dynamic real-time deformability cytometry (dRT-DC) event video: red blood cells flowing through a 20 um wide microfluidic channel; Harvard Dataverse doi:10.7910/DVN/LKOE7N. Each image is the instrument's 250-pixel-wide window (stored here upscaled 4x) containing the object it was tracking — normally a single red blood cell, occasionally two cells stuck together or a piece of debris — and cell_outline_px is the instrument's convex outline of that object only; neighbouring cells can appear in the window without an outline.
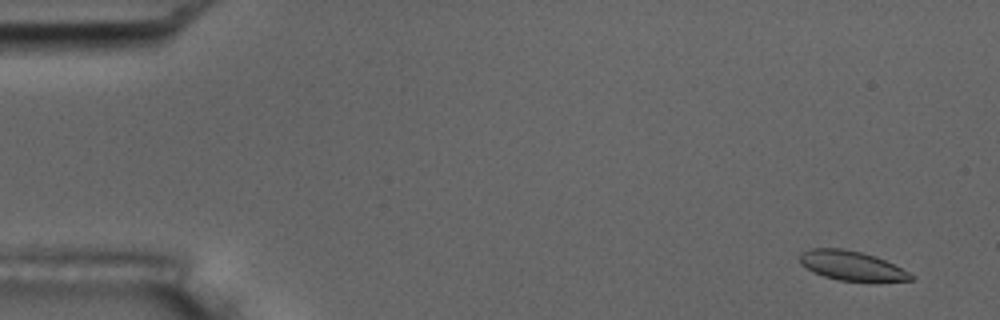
{"species": "common noctule bat (a hibernating species)", "species_latin": "Nyctalus noctula", "temperature_condition": "room temperature", "stored_images_in_passage": 8, "camera_frame_rate_fps": 3000, "um_per_image_px": 0.085, "animal": {"sex": "male", "body_mass_g": 17.5, "forearm_length_mm": 52.3}, "frame": {"image": 1, "passage_image": 1, "time_ms": 0.0, "image_size_px": [1000, 320], "cell_outline_px": [[916, 280], [836, 280], [812, 272], [800, 264], [800, 252], [812, 248], [844, 248], [876, 256], [916, 276]], "centroid_in_image_um": [72.33, 22.56], "position_along_channel_um": 12.7, "area_um2": 18.79}}
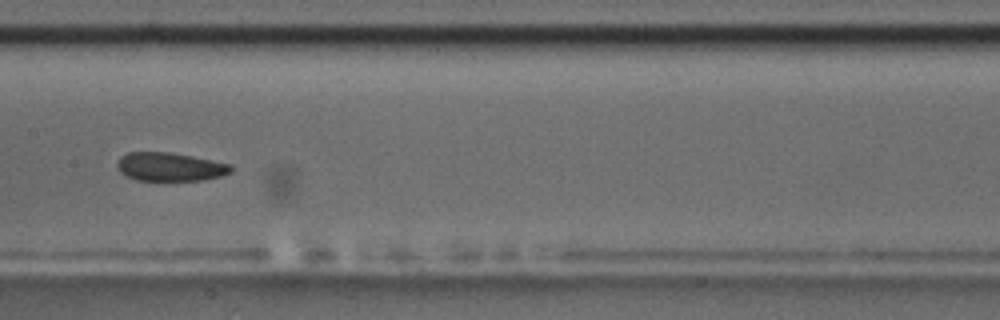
{"frame": {"image": 2, "passage_image": 8, "time_ms": 8.333, "image_size_px": [1000, 320], "cell_outline_px": [[232, 172], [220, 176], [204, 180], [136, 180], [120, 172], [116, 164], [120, 156], [128, 152], [168, 152], [192, 156], [232, 164]], "centroid_in_image_um": [14.45, 14.17], "position_along_channel_um": 192.9, "area_um2": 18.9}}